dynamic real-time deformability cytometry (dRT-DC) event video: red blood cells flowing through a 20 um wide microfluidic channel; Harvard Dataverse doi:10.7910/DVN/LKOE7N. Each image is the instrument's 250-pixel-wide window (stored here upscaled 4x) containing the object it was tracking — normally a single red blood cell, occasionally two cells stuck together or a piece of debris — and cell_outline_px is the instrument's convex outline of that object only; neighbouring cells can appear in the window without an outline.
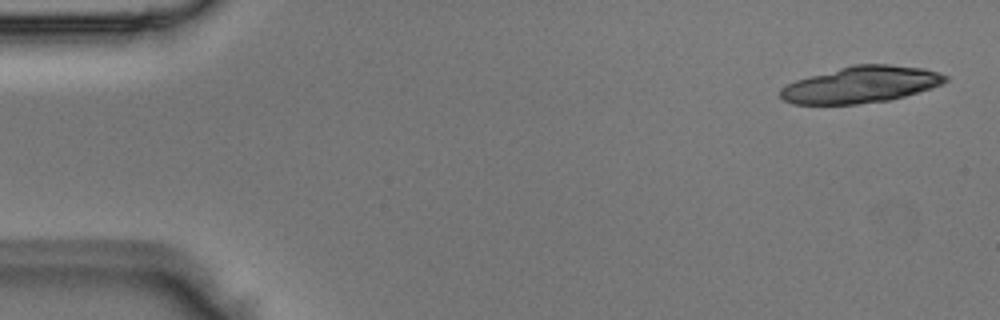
{"species": "Egyptian fruit bat (a non-hibernating species)", "species_latin": "Rousettus aegyptiacus", "temperature_condition": "room temperature", "stored_images_in_passage": 17, "camera_frame_rate_fps": 3000, "um_per_image_px": 0.085, "animal": {"sex": "male"}, "frame": {"image": 1, "passage_image": 1, "time_ms": 0.0, "image_size_px": [1000, 320], "cell_outline_px": [[948, 80], [944, 84], [932, 88], [904, 96], [888, 100], [856, 104], [792, 104], [784, 100], [780, 96], [780, 88], [796, 80], [840, 68], [856, 64], [888, 64], [924, 68], [940, 72], [948, 76]], "centroid_in_image_um": [73.23, 7.19], "position_along_channel_um": 11.8, "area_um2": 34.97}}